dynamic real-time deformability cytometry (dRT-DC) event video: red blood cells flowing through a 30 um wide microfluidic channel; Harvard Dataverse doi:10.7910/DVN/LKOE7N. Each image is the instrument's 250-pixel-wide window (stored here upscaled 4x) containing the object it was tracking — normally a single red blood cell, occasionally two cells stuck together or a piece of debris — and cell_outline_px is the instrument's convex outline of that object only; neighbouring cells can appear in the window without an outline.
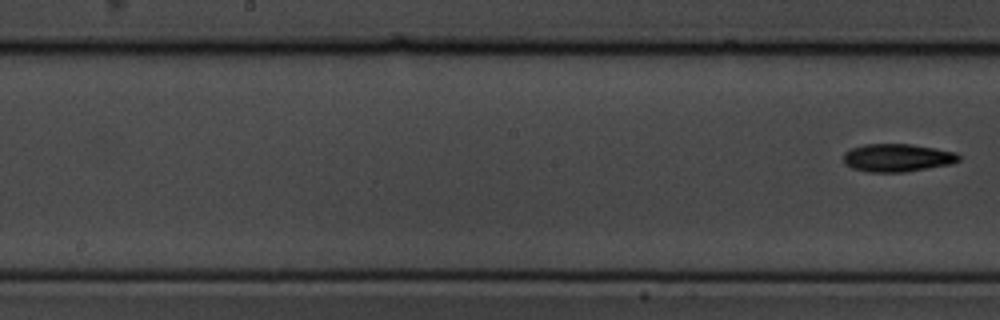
{"species": "common noctule bat (a hibernating species)", "species_latin": "Nyctalus noctula", "temperature_condition": "cold", "stored_images_in_passage": 10, "segment_of_instrument_passage": [2, 2], "camera_frame_rate_fps": 3000, "um_per_image_px": 0.085, "animal": {"sex": "male", "body_mass_g": 19.5, "forearm_length_mm": 54.6}, "frame": {"image": 1, "passage_image": 10, "time_ms": 11.0, "image_size_px": [1000, 320], "cell_outline_px": [[960, 160], [952, 164], [904, 172], [868, 172], [852, 168], [844, 164], [844, 152], [852, 148], [864, 144], [912, 144], [956, 152], [960, 156]], "centroid_in_image_um": [76.27, 13.41], "position_along_channel_um": 171.9, "area_um2": 18.84}}